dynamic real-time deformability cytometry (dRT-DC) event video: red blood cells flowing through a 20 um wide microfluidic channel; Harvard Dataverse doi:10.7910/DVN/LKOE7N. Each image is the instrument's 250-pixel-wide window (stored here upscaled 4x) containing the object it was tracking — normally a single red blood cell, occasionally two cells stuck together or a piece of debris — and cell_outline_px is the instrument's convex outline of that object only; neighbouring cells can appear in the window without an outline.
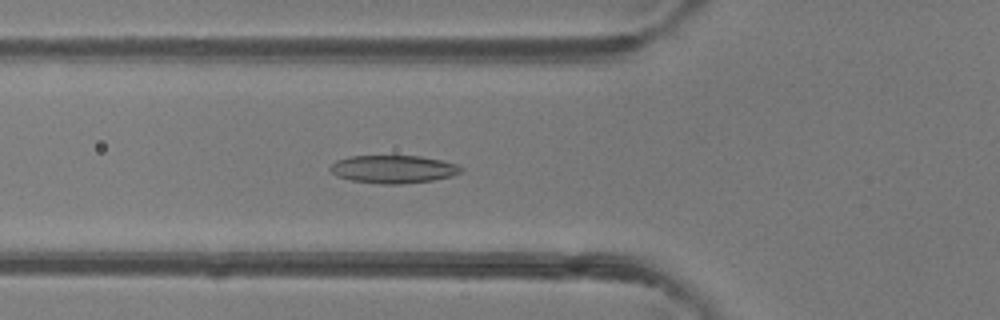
{"species": "common noctule bat (a hibernating species)", "species_latin": "Nyctalus noctula", "temperature_condition": "room temperature", "stored_images_in_passage": 39, "camera_frame_rate_fps": 3000, "um_per_image_px": 0.085, "animal": {"sex": "female"}, "frame": {"image": 1, "passage_image": 11, "time_ms": 3.333, "image_size_px": [1000, 320], "cell_outline_px": [[464, 172], [452, 176], [432, 180], [404, 184], [380, 184], [352, 180], [336, 176], [328, 168], [336, 160], [348, 156], [420, 156], [440, 160], [456, 164], [464, 168]], "centroid_in_image_um": [33.44, 14.38], "position_along_channel_um": 92.4, "area_um2": 21.39}}
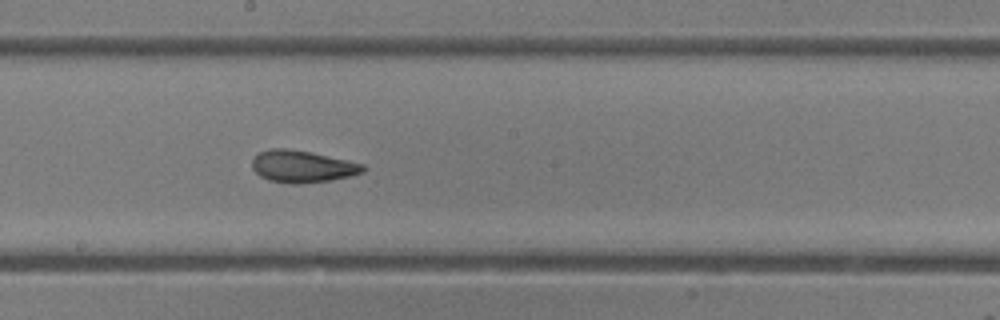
{"frame": {"image": 2, "passage_image": 20, "time_ms": 6.333, "image_size_px": [1000, 320], "cell_outline_px": [[368, 168], [364, 172], [352, 176], [328, 180], [296, 184], [292, 184], [268, 180], [260, 176], [252, 168], [252, 160], [260, 152], [272, 148], [284, 148], [312, 152], [364, 164]], "centroid_in_image_um": [25.72, 14.15], "position_along_channel_um": 222.5, "area_um2": 20.69}}
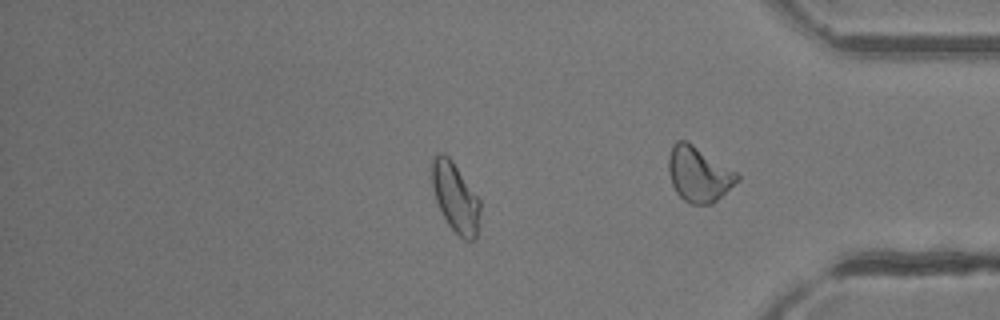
{"frame": {"image": 3, "passage_image": 31, "time_ms": 10.0, "image_size_px": [1000, 320], "cell_outline_px": [[480, 212], [476, 240], [464, 240], [448, 224], [436, 200], [432, 188], [432, 156], [440, 152], [448, 156], [452, 160], [480, 200]], "centroid_in_image_um": [38.71, 16.77], "position_along_channel_um": 396.5, "area_um2": 19.36}, "authors_computed_cell_mechanics": {"area_um2": 20.4612, "velocity_mm_per_s": 4.3127, "shape_relaxation_time_tau1_ms": 8.6057, "shape_relaxation_time_tau2_ms": 1.3828, "deformation_change_tau1": 0.2336, "deformation_change_tau2": 0.0787}}